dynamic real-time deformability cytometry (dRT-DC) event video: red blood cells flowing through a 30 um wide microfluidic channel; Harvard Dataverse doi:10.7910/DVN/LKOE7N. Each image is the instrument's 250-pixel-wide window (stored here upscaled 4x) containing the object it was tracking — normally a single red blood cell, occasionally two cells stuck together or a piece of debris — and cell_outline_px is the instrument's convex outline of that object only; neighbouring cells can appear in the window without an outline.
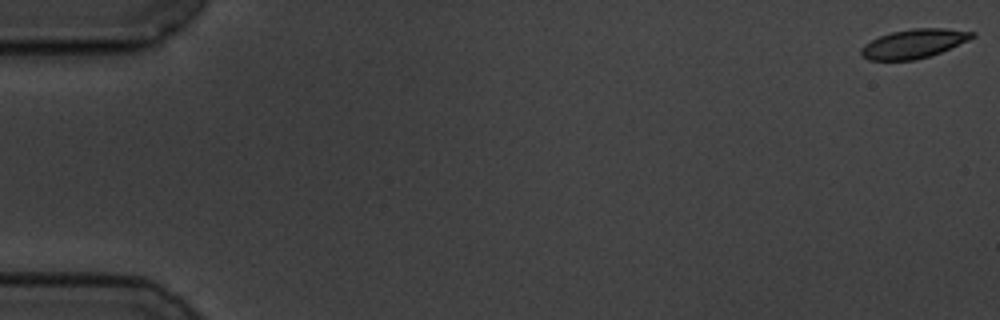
{"species": "common noctule bat (a hibernating species)", "species_latin": "Nyctalus noctula", "temperature_condition": "cold", "stored_images_in_passage": 11, "camera_frame_rate_fps": 3000, "um_per_image_px": 0.085, "animal": {"sex": "male", "body_mass_g": 19.5, "forearm_length_mm": 54.6}, "frame": {"image": 1, "passage_image": 1, "time_ms": 0.0, "image_size_px": [1000, 320], "cell_outline_px": [[976, 36], [968, 40], [940, 52], [916, 60], [868, 60], [860, 52], [860, 48], [864, 44], [880, 36], [892, 32], [912, 28], [944, 28], [976, 32]], "centroid_in_image_um": [77.67, 3.7], "position_along_channel_um": 7.3, "area_um2": 18.61}}